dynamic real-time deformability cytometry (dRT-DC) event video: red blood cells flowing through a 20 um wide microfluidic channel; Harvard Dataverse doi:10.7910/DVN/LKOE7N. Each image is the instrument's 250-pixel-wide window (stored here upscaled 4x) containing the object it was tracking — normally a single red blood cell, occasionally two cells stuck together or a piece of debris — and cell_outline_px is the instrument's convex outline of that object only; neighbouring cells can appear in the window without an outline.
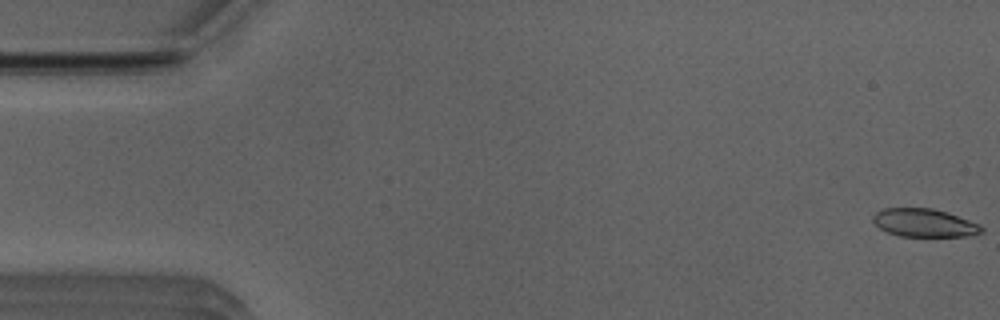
{"species": "Egyptian fruit bat (a non-hibernating species)", "species_latin": "Rousettus aegyptiacus", "temperature_condition": "room temperature", "stored_images_in_passage": 44, "camera_frame_rate_fps": 3000, "um_per_image_px": 0.085, "animal": {"sex": "male"}, "frame": {"image": 1, "passage_image": 1, "time_ms": 0.0, "image_size_px": [1000, 320], "cell_outline_px": [[984, 232], [972, 236], [900, 236], [888, 232], [880, 228], [872, 220], [872, 216], [876, 212], [884, 208], [932, 208], [948, 212], [980, 224], [984, 228]], "centroid_in_image_um": [78.6, 18.94], "position_along_channel_um": 6.4, "area_um2": 17.92}}
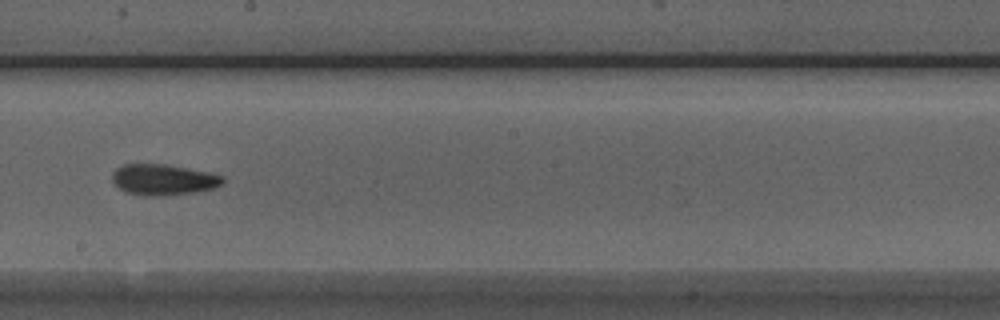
{"frame": {"image": 2, "passage_image": 29, "time_ms": 9.333, "image_size_px": [1000, 320], "cell_outline_px": [[224, 184], [216, 188], [196, 192], [160, 196], [144, 196], [124, 192], [112, 180], [112, 172], [116, 168], [124, 164], [164, 164], [208, 172], [224, 176]], "centroid_in_image_um": [13.9, 15.28], "position_along_channel_um": 234.3, "area_um2": 20.06}}
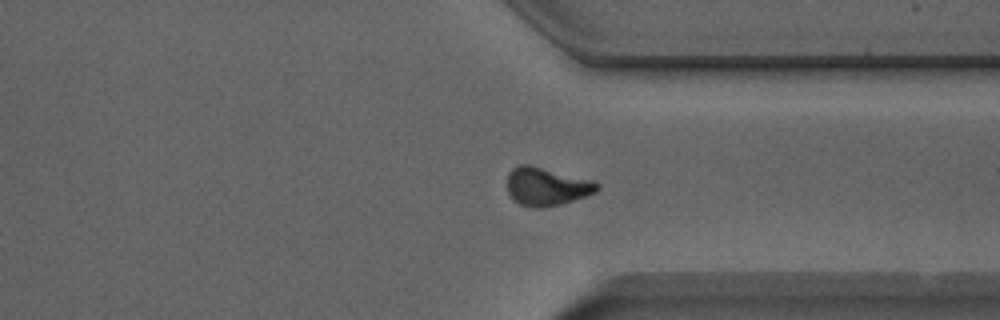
{"frame": {"image": 3, "passage_image": 39, "time_ms": 12.667, "image_size_px": [1000, 320], "cell_outline_px": [[600, 188], [596, 192], [560, 204], [540, 208], [532, 208], [520, 204], [512, 200], [508, 196], [508, 172], [512, 168], [520, 164], [528, 164], [596, 180], [600, 184]], "centroid_in_image_um": [46.46, 15.84], "position_along_channel_um": 364.9, "area_um2": 20.29}}